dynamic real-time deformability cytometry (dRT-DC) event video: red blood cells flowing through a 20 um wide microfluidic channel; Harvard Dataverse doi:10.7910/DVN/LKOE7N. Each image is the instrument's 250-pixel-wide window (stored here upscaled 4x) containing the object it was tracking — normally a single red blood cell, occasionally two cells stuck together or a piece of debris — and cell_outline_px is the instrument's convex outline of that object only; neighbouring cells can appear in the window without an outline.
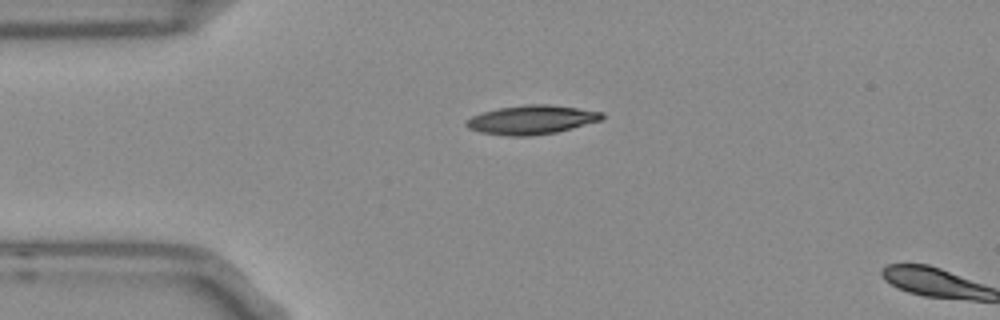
{"species": "Egyptian fruit bat (a non-hibernating species)", "species_latin": "Rousettus aegyptiacus", "temperature_condition": "room temperature", "stored_images_in_passage": 2, "camera_frame_rate_fps": 3000, "um_per_image_px": 0.085, "frame": {"image": 1, "passage_image": 1, "time_ms": 0.0, "image_size_px": [1000, 320], "cell_outline_px": [[604, 120], [556, 132], [532, 136], [508, 136], [480, 132], [468, 128], [464, 124], [464, 120], [480, 112], [500, 108], [524, 104], [548, 104], [604, 112]], "centroid_in_image_um": [45.17, 10.18], "position_along_channel_um": 39.8, "area_um2": 23.12}}